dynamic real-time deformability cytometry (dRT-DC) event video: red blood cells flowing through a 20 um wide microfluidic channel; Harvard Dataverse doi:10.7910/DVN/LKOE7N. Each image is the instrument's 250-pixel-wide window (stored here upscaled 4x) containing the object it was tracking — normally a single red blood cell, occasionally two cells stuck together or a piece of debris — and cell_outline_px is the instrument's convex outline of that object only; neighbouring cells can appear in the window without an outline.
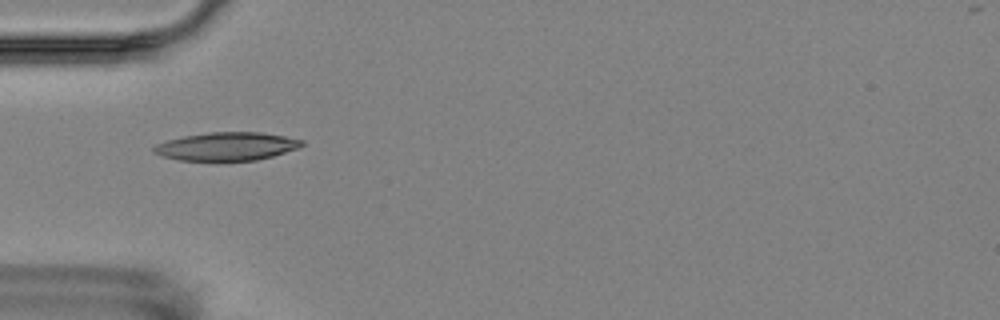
{"species": "Egyptian fruit bat (a non-hibernating species)", "species_latin": "Rousettus aegyptiacus", "temperature_condition": "room temperature", "stored_images_in_passage": 8, "camera_frame_rate_fps": 3000, "um_per_image_px": 0.085, "animal": {"sex": "female"}, "frame": {"image": 1, "passage_image": 4, "time_ms": 3.333, "image_size_px": [1000, 320], "cell_outline_px": [[304, 144], [296, 148], [272, 156], [256, 160], [180, 160], [164, 156], [152, 152], [152, 148], [156, 144], [168, 140], [184, 136], [208, 132], [260, 132], [284, 136], [304, 140]], "centroid_in_image_um": [19.25, 12.43], "position_along_channel_um": 65.7, "area_um2": 24.04}}
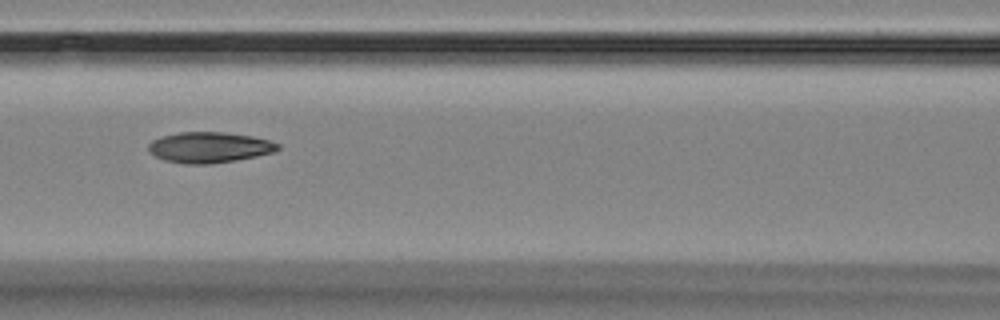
{"frame": {"image": 2, "passage_image": 6, "time_ms": 5.667, "image_size_px": [1000, 320], "cell_outline_px": [[280, 148], [272, 152], [256, 156], [208, 164], [184, 164], [164, 160], [148, 152], [148, 144], [152, 140], [160, 136], [180, 132], [224, 132], [252, 136], [268, 140], [280, 144]], "centroid_in_image_um": [17.74, 12.52], "position_along_channel_um": 148.9, "area_um2": 23.06}}
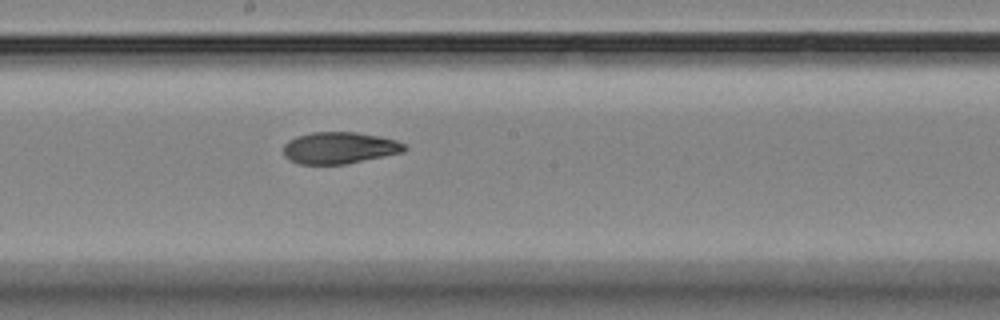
{"frame": {"image": 3, "passage_image": 8, "time_ms": 7.667, "image_size_px": [1000, 320], "cell_outline_px": [[408, 148], [404, 152], [344, 164], [300, 164], [288, 160], [284, 156], [284, 144], [288, 140], [296, 136], [312, 132], [356, 132], [380, 136], [396, 140], [404, 144]], "centroid_in_image_um": [28.84, 12.56], "position_along_channel_um": 219.4, "area_um2": 22.43}}